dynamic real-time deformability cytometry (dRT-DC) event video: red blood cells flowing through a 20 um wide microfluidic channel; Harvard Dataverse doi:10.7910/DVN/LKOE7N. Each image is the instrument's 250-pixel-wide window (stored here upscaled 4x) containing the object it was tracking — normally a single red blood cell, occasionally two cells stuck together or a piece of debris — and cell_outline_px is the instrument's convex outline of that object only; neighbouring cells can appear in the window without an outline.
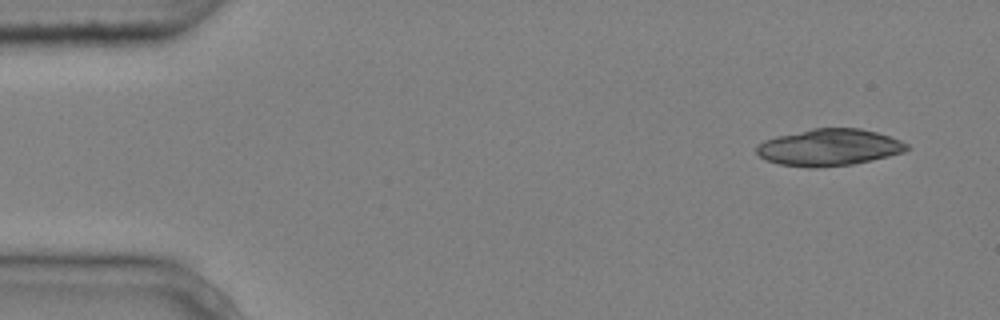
{"species": "common noctule bat (a hibernating species)", "species_latin": "Nyctalus noctula", "temperature_condition": "cold", "stored_images_in_passage": 5, "camera_frame_rate_fps": 3000, "um_per_image_px": 0.085, "animal": {"sex": "male", "body_mass_g": 20.4}, "frame": {"image": 1, "passage_image": 1, "time_ms": 0.0, "image_size_px": [1000, 320], "cell_outline_px": [[912, 148], [904, 152], [872, 160], [852, 164], [816, 168], [808, 168], [780, 164], [764, 160], [756, 152], [756, 144], [764, 140], [776, 136], [812, 128], [860, 128], [876, 132], [900, 140], [908, 144]], "centroid_in_image_um": [70.46, 12.53], "position_along_channel_um": 14.5, "area_um2": 32.43}}
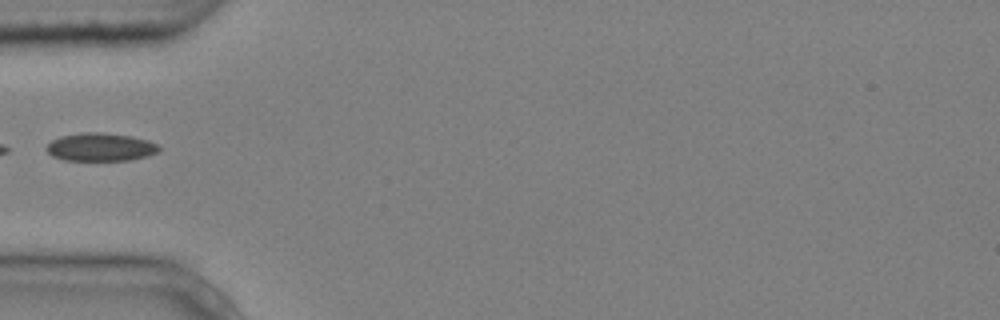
{"frame": {"image": 2, "passage_image": 5, "time_ms": 1.333, "image_size_px": [1000, 320], "cell_outline_px": [[160, 148], [156, 152], [148, 156], [132, 160], [64, 160], [52, 156], [44, 148], [52, 140], [60, 136], [80, 132], [100, 132], [132, 136], [148, 140], [160, 144]], "centroid_in_image_um": [8.55, 12.49], "position_along_channel_um": 76.5, "area_um2": 18.61}}